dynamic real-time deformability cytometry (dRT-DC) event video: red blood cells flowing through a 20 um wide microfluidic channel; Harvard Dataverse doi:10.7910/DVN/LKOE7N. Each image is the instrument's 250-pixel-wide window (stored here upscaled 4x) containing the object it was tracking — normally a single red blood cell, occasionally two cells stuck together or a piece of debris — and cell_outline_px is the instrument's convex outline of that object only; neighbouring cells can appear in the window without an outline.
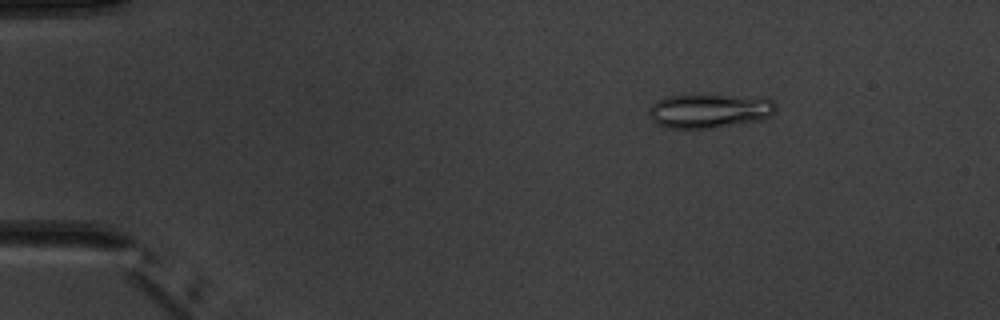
{"species": "common noctule bat (a hibernating species)", "species_latin": "Nyctalus noctula", "temperature_condition": "warm", "stored_images_in_passage": 5, "camera_frame_rate_fps": 3000, "um_per_image_px": 0.085, "animal": {"sex": "male", "body_mass_g": 20.1, "forearm_length_mm": 53.5}, "frame": {"image": 1, "passage_image": 2, "time_ms": 1.333, "image_size_px": [1000, 320], "cell_outline_px": [[776, 108], [772, 116], [760, 120], [708, 128], [668, 128], [656, 124], [652, 120], [648, 112], [652, 104], [656, 100], [668, 96], [728, 96], [772, 100], [776, 104]], "centroid_in_image_um": [60.24, 9.45], "position_along_channel_um": 24.8, "area_um2": 24.57}}